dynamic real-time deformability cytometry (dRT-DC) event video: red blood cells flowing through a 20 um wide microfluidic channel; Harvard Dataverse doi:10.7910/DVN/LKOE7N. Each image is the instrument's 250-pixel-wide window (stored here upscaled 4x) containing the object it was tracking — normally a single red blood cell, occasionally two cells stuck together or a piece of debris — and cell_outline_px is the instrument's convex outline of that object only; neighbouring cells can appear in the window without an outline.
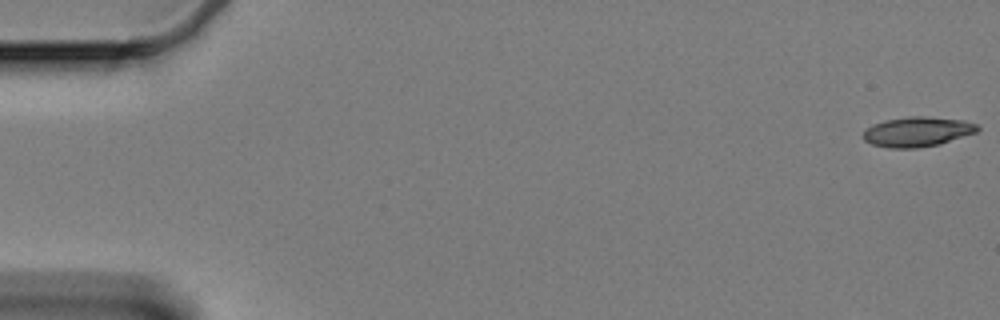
{"species": "Egyptian fruit bat (a non-hibernating species)", "species_latin": "Rousettus aegyptiacus", "temperature_condition": "cold", "stored_images_in_passage": 14, "camera_frame_rate_fps": 3000, "um_per_image_px": 0.085, "animal": {"sex": "female"}, "frame": {"image": 1, "passage_image": 1, "time_ms": 0.0, "image_size_px": [1000, 320], "cell_outline_px": [[980, 128], [976, 132], [940, 144], [916, 148], [888, 148], [872, 144], [864, 140], [864, 128], [872, 124], [884, 120], [908, 116], [928, 116], [964, 120], [976, 124]], "centroid_in_image_um": [77.95, 11.19], "position_along_channel_um": 7.0, "area_um2": 20.0}}